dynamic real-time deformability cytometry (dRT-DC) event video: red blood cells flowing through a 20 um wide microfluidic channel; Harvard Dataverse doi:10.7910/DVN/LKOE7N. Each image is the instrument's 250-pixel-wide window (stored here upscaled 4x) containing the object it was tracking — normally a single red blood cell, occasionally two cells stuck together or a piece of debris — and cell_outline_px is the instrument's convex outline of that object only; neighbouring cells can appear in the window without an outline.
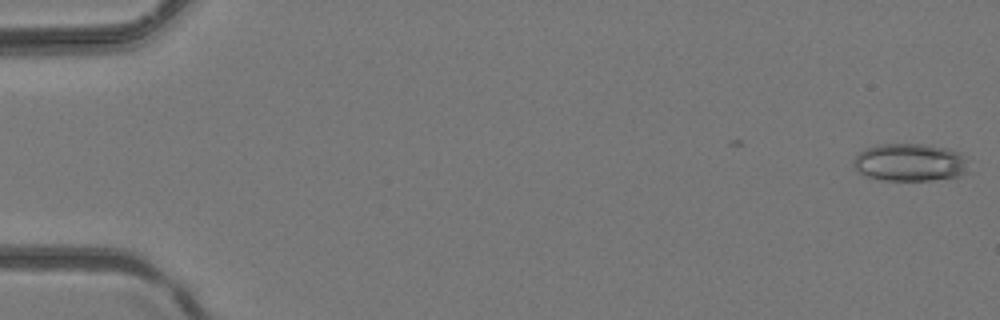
{"species": "common noctule bat (a hibernating species)", "species_latin": "Nyctalus noctula", "temperature_condition": "room temperature", "stored_images_in_passage": 7, "camera_frame_rate_fps": 3000, "um_per_image_px": 0.085, "animal": {"sex": "female", "body_mass_g": 24.6, "forearm_length_mm": 56.2}, "frame": {"image": 1, "passage_image": 1, "time_ms": 0.0, "image_size_px": [1000, 320], "cell_outline_px": [[968, 172], [956, 176], [928, 180], [884, 180], [864, 176], [852, 164], [852, 160], [860, 152], [876, 144], [928, 144], [960, 152]], "centroid_in_image_um": [77.28, 13.8], "position_along_channel_um": 7.7, "area_um2": 24.97}}